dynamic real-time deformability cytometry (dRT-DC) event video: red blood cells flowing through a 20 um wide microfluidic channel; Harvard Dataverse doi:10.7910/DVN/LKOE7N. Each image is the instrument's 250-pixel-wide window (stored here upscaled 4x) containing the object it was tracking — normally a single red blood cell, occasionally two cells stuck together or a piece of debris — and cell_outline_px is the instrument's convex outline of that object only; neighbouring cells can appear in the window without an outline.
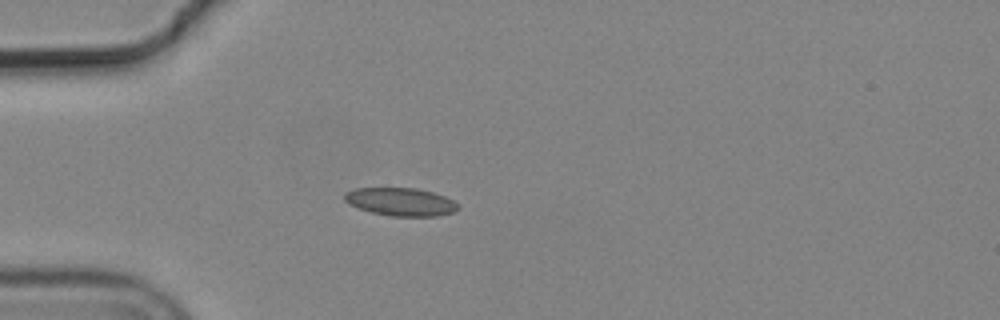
{"species": "common noctule bat (a hibernating species)", "species_latin": "Nyctalus noctula", "temperature_condition": "cold", "stored_images_in_passage": 3, "camera_frame_rate_fps": 3000, "um_per_image_px": 0.085, "animal": {"sex": "male", "body_mass_g": 19.2, "forearm_length_mm": 51.8}, "frame": {"image": 1, "passage_image": 1, "time_ms": 0.0, "image_size_px": [1000, 320], "cell_outline_px": [[460, 208], [452, 212], [436, 216], [388, 216], [372, 212], [348, 204], [344, 200], [344, 192], [356, 188], [416, 188], [432, 192], [444, 196], [452, 200]], "centroid_in_image_um": [34.02, 17.15], "position_along_channel_um": 51.0, "area_um2": 18.44}}